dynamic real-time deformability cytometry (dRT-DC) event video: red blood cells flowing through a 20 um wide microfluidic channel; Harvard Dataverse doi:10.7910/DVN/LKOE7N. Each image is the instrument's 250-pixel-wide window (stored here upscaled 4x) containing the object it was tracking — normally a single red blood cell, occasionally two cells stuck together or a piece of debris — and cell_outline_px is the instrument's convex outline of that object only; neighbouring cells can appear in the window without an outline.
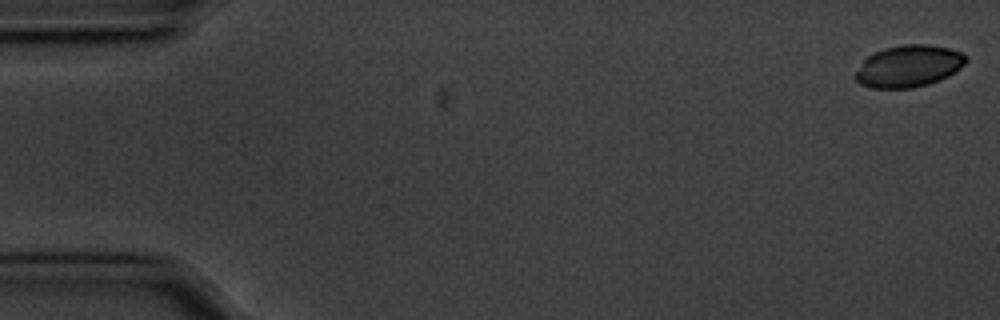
{"species": "common noctule bat (a hibernating species)", "species_latin": "Nyctalus noctula", "temperature_condition": "cold", "stored_images_in_passage": 56, "camera_frame_rate_fps": 3000, "um_per_image_px": 0.085, "animal": {"sex": "male", "body_mass_g": 20.1, "forearm_length_mm": 53.5}, "frame": {"image": 1, "passage_image": 1, "time_ms": 0.0, "image_size_px": [1000, 320], "cell_outline_px": [[968, 60], [956, 72], [940, 80], [928, 84], [912, 88], [872, 88], [860, 84], [852, 76], [864, 60], [868, 56], [884, 48], [904, 44], [928, 44], [948, 48], [960, 52], [968, 56]], "centroid_in_image_um": [77.24, 5.63], "position_along_channel_um": 7.8, "area_um2": 27.11}}
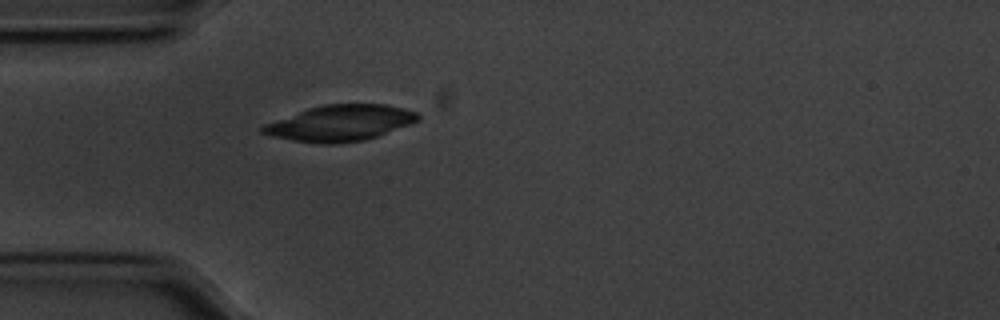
{"frame": {"image": 2, "passage_image": 16, "time_ms": 5.0, "image_size_px": [1000, 320], "cell_outline_px": [[420, 120], [376, 136], [364, 140], [332, 144], [320, 144], [292, 140], [272, 136], [260, 132], [260, 128], [264, 124], [308, 108], [324, 104], [388, 104], [404, 108], [416, 112], [420, 116]], "centroid_in_image_um": [28.91, 10.45], "position_along_channel_um": 56.1, "area_um2": 32.31}}
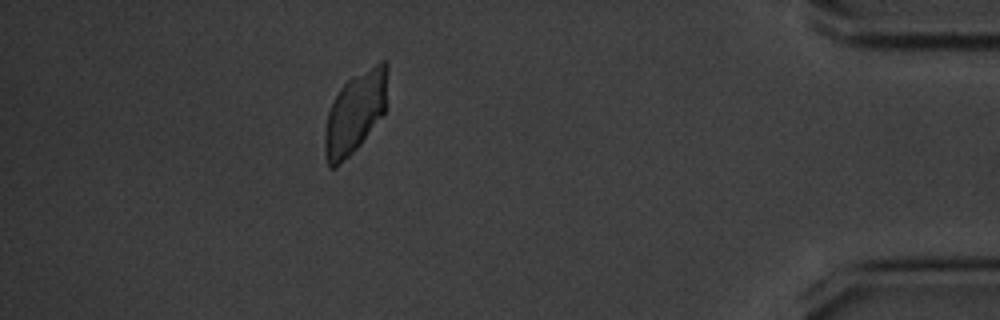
{"frame": {"image": 3, "passage_image": 50, "time_ms": 16.333, "image_size_px": [1000, 320], "cell_outline_px": [[388, 68], [384, 112], [360, 144], [336, 168], [328, 168], [324, 148], [324, 132], [328, 112], [332, 100], [340, 88], [352, 76], [380, 60], [388, 60]], "centroid_in_image_um": [30.17, 9.53], "position_along_channel_um": 405.0, "area_um2": 29.77}}